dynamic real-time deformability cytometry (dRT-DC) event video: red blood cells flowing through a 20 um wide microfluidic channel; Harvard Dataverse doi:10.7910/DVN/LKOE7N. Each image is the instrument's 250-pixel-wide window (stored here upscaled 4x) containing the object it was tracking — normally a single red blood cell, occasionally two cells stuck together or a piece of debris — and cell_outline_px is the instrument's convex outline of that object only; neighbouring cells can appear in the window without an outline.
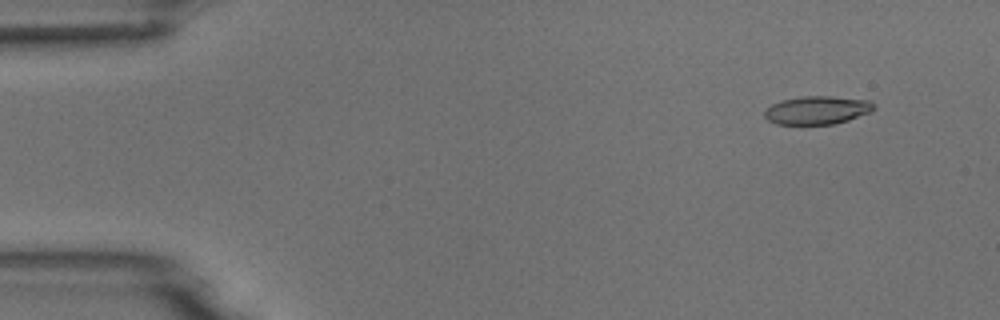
{"species": "common noctule bat (a hibernating species)", "species_latin": "Nyctalus noctula", "temperature_condition": "room temperature", "stored_images_in_passage": 6, "camera_frame_rate_fps": 3000, "um_per_image_px": 0.085, "animal": {"sex": "male", "body_mass_g": 18.8}, "frame": {"image": 1, "passage_image": 2, "time_ms": 1.0, "image_size_px": [1000, 320], "cell_outline_px": [[876, 108], [868, 112], [848, 120], [836, 124], [776, 124], [768, 120], [764, 116], [764, 112], [772, 104], [780, 100], [800, 96], [832, 96], [868, 100]], "centroid_in_image_um": [69.42, 9.36], "position_along_channel_um": 15.6, "area_um2": 17.92}}
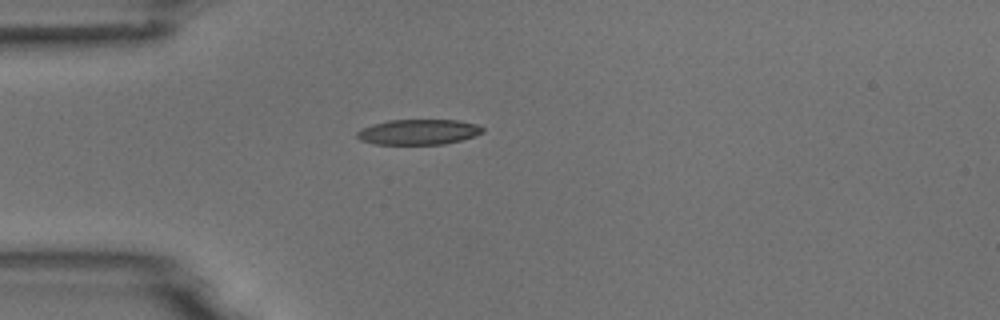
{"frame": {"image": 2, "passage_image": 4, "time_ms": 4.333, "image_size_px": [1000, 320], "cell_outline_px": [[484, 132], [460, 140], [444, 144], [376, 144], [360, 140], [356, 136], [356, 132], [360, 128], [372, 124], [388, 120], [460, 120], [476, 124], [484, 128]], "centroid_in_image_um": [35.54, 11.21], "position_along_channel_um": 49.5, "area_um2": 18.55}}